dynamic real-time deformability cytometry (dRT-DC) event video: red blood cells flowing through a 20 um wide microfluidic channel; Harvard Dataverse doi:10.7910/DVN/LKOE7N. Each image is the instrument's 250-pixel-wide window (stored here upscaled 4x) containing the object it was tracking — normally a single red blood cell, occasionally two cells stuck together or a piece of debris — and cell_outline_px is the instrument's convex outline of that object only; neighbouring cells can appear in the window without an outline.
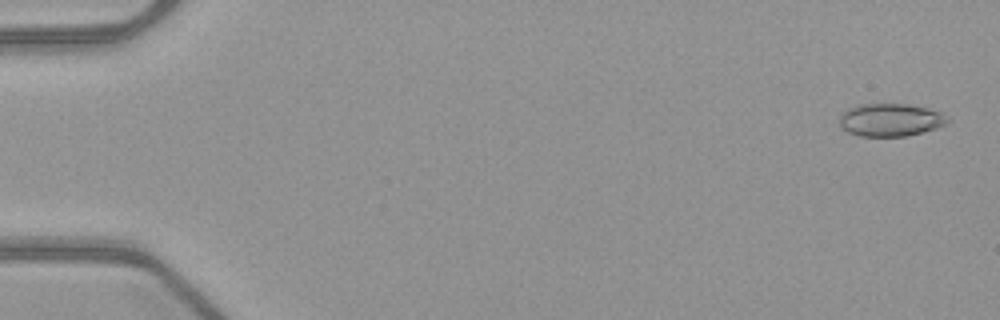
{"species": "common noctule bat (a hibernating species)", "species_latin": "Nyctalus noctula", "temperature_condition": "warm", "stored_images_in_passage": 51, "camera_frame_rate_fps": 3000, "um_per_image_px": 0.085, "animal": {"sex": "female", "body_mass_g": 21.9}, "frame": {"image": 1, "passage_image": 1, "time_ms": 0.0, "image_size_px": [1000, 320], "cell_outline_px": [[952, 120], [948, 124], [936, 128], [908, 136], [860, 136], [848, 132], [840, 124], [840, 116], [848, 108], [860, 104], [908, 104], [928, 108], [940, 112], [948, 116]], "centroid_in_image_um": [75.75, 10.19], "position_along_channel_um": 9.3, "area_um2": 20.75}}
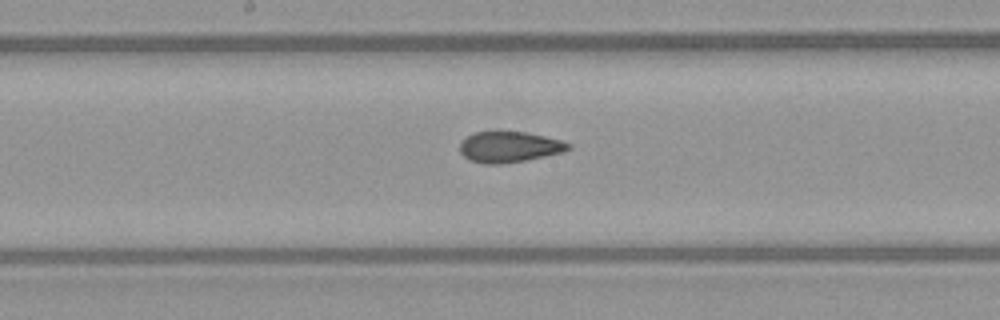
{"frame": {"image": 2, "passage_image": 27, "time_ms": 8.667, "image_size_px": [1000, 320], "cell_outline_px": [[572, 148], [564, 152], [528, 160], [500, 164], [484, 164], [468, 160], [460, 152], [460, 144], [472, 132], [524, 132], [564, 140], [572, 144]], "centroid_in_image_um": [43.34, 12.5], "position_along_channel_um": 204.9, "area_um2": 19.65}}
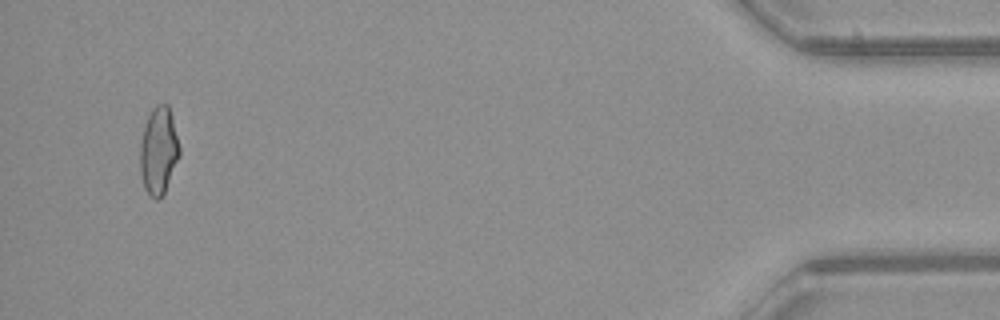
{"frame": {"image": 3, "passage_image": 49, "time_ms": 16.0, "image_size_px": [1000, 320], "cell_outline_px": [[180, 156], [164, 192], [160, 200], [156, 200], [148, 196], [144, 188], [140, 172], [140, 144], [144, 124], [152, 108], [156, 104], [168, 104], [172, 116], [180, 148]], "centroid_in_image_um": [13.47, 12.83], "position_along_channel_um": 421.7, "area_um2": 20.29}, "authors_computed_cell_mechanics": {"area_um2": 20.2878, "velocity_mm_per_s": 4.0282, "shape_relaxation_time_tau1_ms": null, "shape_relaxation_time_tau2_ms": 1.3813, "deformation_change_tau1": null, "deformation_change_tau2": 0.0757}}